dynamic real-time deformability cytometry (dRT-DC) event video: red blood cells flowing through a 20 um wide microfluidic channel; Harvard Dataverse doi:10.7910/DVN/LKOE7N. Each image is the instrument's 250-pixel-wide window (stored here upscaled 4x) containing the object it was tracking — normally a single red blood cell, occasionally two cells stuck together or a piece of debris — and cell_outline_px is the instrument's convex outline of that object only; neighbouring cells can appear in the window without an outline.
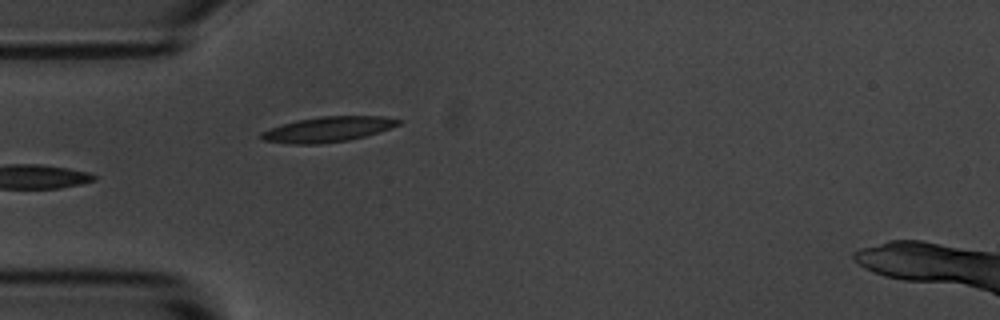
{"species": "common noctule bat (a hibernating species)", "species_latin": "Nyctalus noctula", "temperature_condition": "room temperature", "stored_images_in_passage": 4, "camera_frame_rate_fps": 3000, "um_per_image_px": 0.085, "animal": {"sex": "male", "body_mass_g": 20.1, "forearm_length_mm": 53.5}, "frame": {"image": 1, "passage_image": 4, "time_ms": 3.333, "image_size_px": [1000, 320], "cell_outline_px": [[404, 120], [400, 124], [364, 136], [348, 140], [320, 144], [292, 144], [264, 140], [260, 136], [260, 132], [296, 120], [320, 116], [384, 116]], "centroid_in_image_um": [27.88, 10.98], "position_along_channel_um": 57.1, "area_um2": 19.94}}